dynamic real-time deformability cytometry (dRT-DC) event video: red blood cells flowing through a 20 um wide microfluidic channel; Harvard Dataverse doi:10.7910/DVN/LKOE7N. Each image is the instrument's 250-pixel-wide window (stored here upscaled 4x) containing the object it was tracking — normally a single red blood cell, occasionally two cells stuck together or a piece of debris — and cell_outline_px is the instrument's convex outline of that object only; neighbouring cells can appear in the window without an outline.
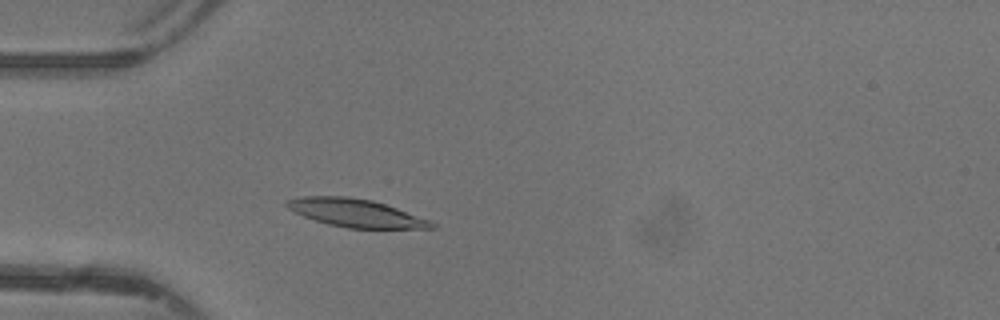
{"species": "common noctule bat (a hibernating species)", "species_latin": "Nyctalus noctula", "temperature_condition": "warm", "stored_images_in_passage": 31, "camera_frame_rate_fps": 3000, "um_per_image_px": 0.085, "animal": {"sex": "female"}, "frame": {"image": 1, "passage_image": 2, "time_ms": 0.333, "image_size_px": [1000, 320], "cell_outline_px": [[440, 228], [348, 228], [328, 224], [304, 216], [288, 208], [284, 204], [288, 200], [304, 196], [348, 196], [372, 200], [432, 220]], "centroid_in_image_um": [30.29, 18.1], "position_along_channel_um": 54.7, "area_um2": 23.47}}
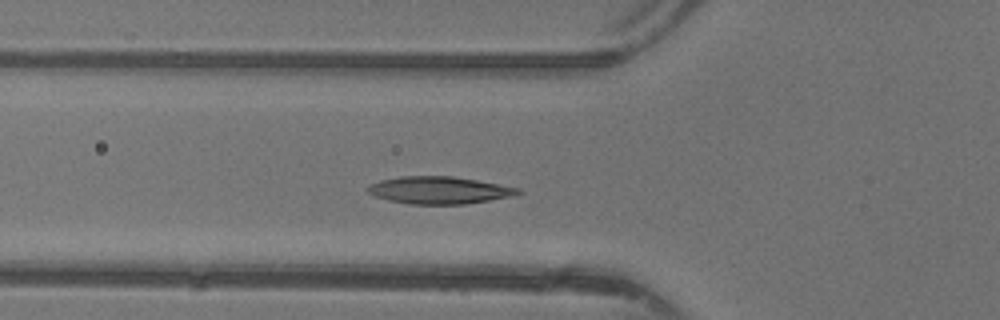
{"frame": {"image": 2, "passage_image": 5, "time_ms": 1.333, "image_size_px": [1000, 320], "cell_outline_px": [[524, 192], [512, 196], [464, 204], [408, 204], [388, 200], [376, 196], [368, 192], [364, 188], [380, 180], [400, 176], [452, 176], [476, 180], [520, 188]], "centroid_in_image_um": [37.32, 16.16], "position_along_channel_um": 88.5, "area_um2": 23.81}}